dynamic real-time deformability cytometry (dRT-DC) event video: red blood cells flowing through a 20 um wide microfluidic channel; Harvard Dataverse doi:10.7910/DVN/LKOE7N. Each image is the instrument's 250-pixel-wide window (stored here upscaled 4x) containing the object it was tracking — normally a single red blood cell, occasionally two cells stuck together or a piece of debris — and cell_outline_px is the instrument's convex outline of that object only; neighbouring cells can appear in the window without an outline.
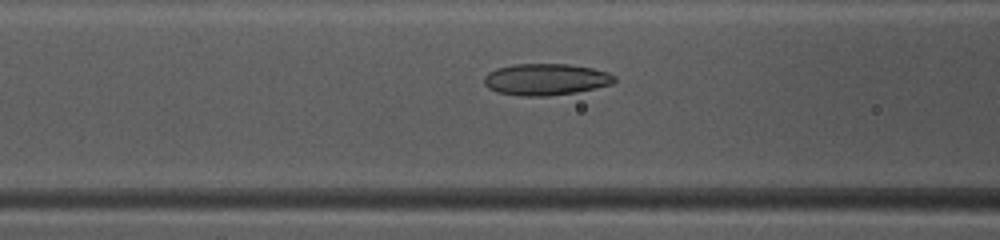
{"species": "common noctule bat (a hibernating species)", "species_latin": "Nyctalus noctula", "temperature_condition": "warm", "stored_images_in_passage": 43, "camera_frame_rate_fps": 3000, "um_per_image_px": 0.085, "animal": {"sex": "female", "body_mass_g": 10.0, "forearm_length_mm": 53.1}, "frame": {"image": 1, "passage_image": 20, "time_ms": 6.333, "image_size_px": [1000, 240], "cell_outline_px": [[616, 80], [612, 84], [576, 92], [548, 96], [520, 96], [496, 92], [488, 88], [484, 84], [484, 76], [488, 72], [496, 68], [512, 64], [568, 64], [592, 68], [608, 72], [616, 76]], "centroid_in_image_um": [46.37, 6.75], "position_along_channel_um": 120.2, "area_um2": 24.16}}
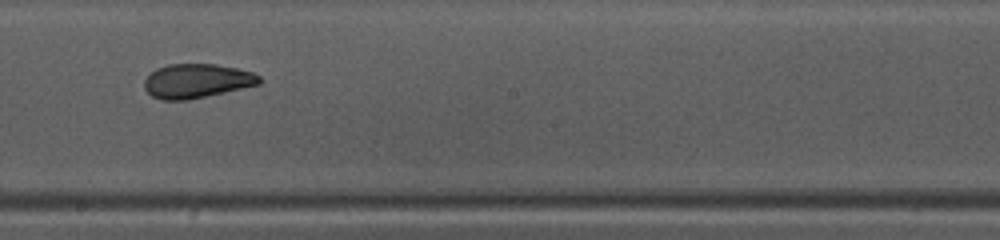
{"frame": {"image": 2, "passage_image": 28, "time_ms": 9.0, "image_size_px": [1000, 240], "cell_outline_px": [[264, 80], [260, 84], [188, 100], [160, 100], [152, 96], [144, 88], [144, 80], [156, 68], [168, 64], [216, 64], [236, 68], [252, 72], [260, 76]], "centroid_in_image_um": [16.73, 6.88], "position_along_channel_um": 231.5, "area_um2": 22.95}}
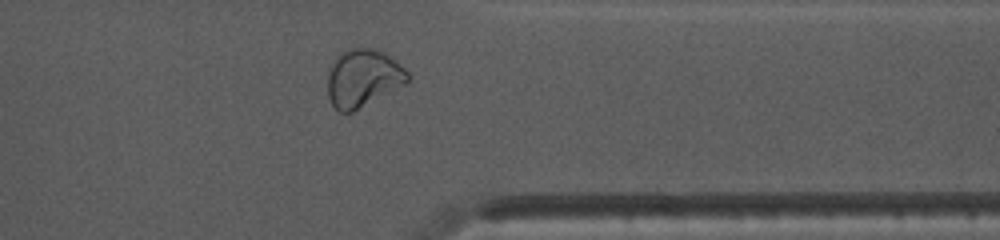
{"frame": {"image": 3, "passage_image": 39, "time_ms": 12.667, "image_size_px": [1000, 240], "cell_outline_px": [[408, 80], [404, 84], [352, 112], [340, 112], [332, 104], [328, 96], [328, 72], [332, 60], [340, 52], [348, 48], [376, 48], [384, 52], [400, 64], [408, 72]], "centroid_in_image_um": [30.82, 6.6], "position_along_channel_um": 380.6, "area_um2": 26.76}, "authors_computed_cell_mechanics": {"area_um2": 24.1604, "velocity_mm_per_s": 4.1673, "shape_relaxation_time_tau1_ms": 6.1884, "shape_relaxation_time_tau2_ms": 1.1911, "deformation_change_tau1": 0.2022, "deformation_change_tau2": 0.0679}}